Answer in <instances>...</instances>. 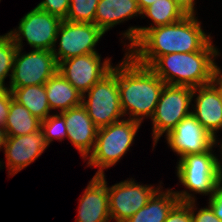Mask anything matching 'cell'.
Here are the masks:
<instances>
[{"label":"cell","instance_id":"1","mask_svg":"<svg viewBox=\"0 0 222 222\" xmlns=\"http://www.w3.org/2000/svg\"><path fill=\"white\" fill-rule=\"evenodd\" d=\"M211 39L195 15H186L178 22L147 30L126 51L137 63L149 67L160 56L200 51Z\"/></svg>","mask_w":222,"mask_h":222},{"label":"cell","instance_id":"2","mask_svg":"<svg viewBox=\"0 0 222 222\" xmlns=\"http://www.w3.org/2000/svg\"><path fill=\"white\" fill-rule=\"evenodd\" d=\"M120 105L124 116L142 123L152 117L159 101L163 80L149 67L137 63L127 52L117 64Z\"/></svg>","mask_w":222,"mask_h":222},{"label":"cell","instance_id":"3","mask_svg":"<svg viewBox=\"0 0 222 222\" xmlns=\"http://www.w3.org/2000/svg\"><path fill=\"white\" fill-rule=\"evenodd\" d=\"M219 55L220 52L210 40L200 51L160 56L149 68L165 84L195 88L215 80V58Z\"/></svg>","mask_w":222,"mask_h":222},{"label":"cell","instance_id":"4","mask_svg":"<svg viewBox=\"0 0 222 222\" xmlns=\"http://www.w3.org/2000/svg\"><path fill=\"white\" fill-rule=\"evenodd\" d=\"M212 151L213 148L204 153L185 155L177 162L178 180L190 191H174L179 201L194 202L196 199L191 191L209 194V199L214 194L216 184L221 179V159L219 160Z\"/></svg>","mask_w":222,"mask_h":222},{"label":"cell","instance_id":"5","mask_svg":"<svg viewBox=\"0 0 222 222\" xmlns=\"http://www.w3.org/2000/svg\"><path fill=\"white\" fill-rule=\"evenodd\" d=\"M140 126L141 122L127 118L98 128L94 149L85 159L88 166L98 167L95 175H103L104 169L114 166L129 151Z\"/></svg>","mask_w":222,"mask_h":222},{"label":"cell","instance_id":"6","mask_svg":"<svg viewBox=\"0 0 222 222\" xmlns=\"http://www.w3.org/2000/svg\"><path fill=\"white\" fill-rule=\"evenodd\" d=\"M82 98V105L98 128L122 120L124 114L120 105L117 66H113L107 75L83 94Z\"/></svg>","mask_w":222,"mask_h":222},{"label":"cell","instance_id":"7","mask_svg":"<svg viewBox=\"0 0 222 222\" xmlns=\"http://www.w3.org/2000/svg\"><path fill=\"white\" fill-rule=\"evenodd\" d=\"M192 95V87L165 84L151 117L154 146L164 133L169 134L182 119L191 114Z\"/></svg>","mask_w":222,"mask_h":222},{"label":"cell","instance_id":"8","mask_svg":"<svg viewBox=\"0 0 222 222\" xmlns=\"http://www.w3.org/2000/svg\"><path fill=\"white\" fill-rule=\"evenodd\" d=\"M62 21L59 17L35 7L20 19L18 29L8 33L18 48L23 49L22 40L25 38L33 50L52 51L57 45L55 40Z\"/></svg>","mask_w":222,"mask_h":222},{"label":"cell","instance_id":"9","mask_svg":"<svg viewBox=\"0 0 222 222\" xmlns=\"http://www.w3.org/2000/svg\"><path fill=\"white\" fill-rule=\"evenodd\" d=\"M21 52V48L16 51L13 72L7 88L45 84L58 72V63L52 51L33 50L22 54Z\"/></svg>","mask_w":222,"mask_h":222},{"label":"cell","instance_id":"10","mask_svg":"<svg viewBox=\"0 0 222 222\" xmlns=\"http://www.w3.org/2000/svg\"><path fill=\"white\" fill-rule=\"evenodd\" d=\"M104 34L94 23L63 20L55 40V43L59 41V48L56 49L54 46L52 49L57 63L79 55L97 52L95 45ZM59 37L60 40H58Z\"/></svg>","mask_w":222,"mask_h":222},{"label":"cell","instance_id":"11","mask_svg":"<svg viewBox=\"0 0 222 222\" xmlns=\"http://www.w3.org/2000/svg\"><path fill=\"white\" fill-rule=\"evenodd\" d=\"M151 185H143L135 182L134 179L125 180L108 187V202L111 220L125 222L132 215L143 208L161 188Z\"/></svg>","mask_w":222,"mask_h":222},{"label":"cell","instance_id":"12","mask_svg":"<svg viewBox=\"0 0 222 222\" xmlns=\"http://www.w3.org/2000/svg\"><path fill=\"white\" fill-rule=\"evenodd\" d=\"M100 56L95 52L63 60L58 63V72L84 94L113 67L110 58L101 62Z\"/></svg>","mask_w":222,"mask_h":222},{"label":"cell","instance_id":"13","mask_svg":"<svg viewBox=\"0 0 222 222\" xmlns=\"http://www.w3.org/2000/svg\"><path fill=\"white\" fill-rule=\"evenodd\" d=\"M167 143L181 159L185 155L200 154L218 145L213 137L191 114L182 119L175 128L166 135Z\"/></svg>","mask_w":222,"mask_h":222},{"label":"cell","instance_id":"14","mask_svg":"<svg viewBox=\"0 0 222 222\" xmlns=\"http://www.w3.org/2000/svg\"><path fill=\"white\" fill-rule=\"evenodd\" d=\"M47 147L41 129L28 135L8 136L3 147L8 175L15 176L41 156Z\"/></svg>","mask_w":222,"mask_h":222},{"label":"cell","instance_id":"15","mask_svg":"<svg viewBox=\"0 0 222 222\" xmlns=\"http://www.w3.org/2000/svg\"><path fill=\"white\" fill-rule=\"evenodd\" d=\"M192 97H196L192 115L216 138V133L222 130V86L215 79L210 84L193 88Z\"/></svg>","mask_w":222,"mask_h":222},{"label":"cell","instance_id":"16","mask_svg":"<svg viewBox=\"0 0 222 222\" xmlns=\"http://www.w3.org/2000/svg\"><path fill=\"white\" fill-rule=\"evenodd\" d=\"M106 176L94 175L79 199L76 222H110Z\"/></svg>","mask_w":222,"mask_h":222},{"label":"cell","instance_id":"17","mask_svg":"<svg viewBox=\"0 0 222 222\" xmlns=\"http://www.w3.org/2000/svg\"><path fill=\"white\" fill-rule=\"evenodd\" d=\"M65 119L67 138L78 149L83 159L93 151L98 127L88 116L86 108L81 104L60 112Z\"/></svg>","mask_w":222,"mask_h":222},{"label":"cell","instance_id":"18","mask_svg":"<svg viewBox=\"0 0 222 222\" xmlns=\"http://www.w3.org/2000/svg\"><path fill=\"white\" fill-rule=\"evenodd\" d=\"M150 18L154 25L148 27L132 26L122 35L129 40L127 47H131L147 30L164 25H169L186 16L173 0H157L142 11V17Z\"/></svg>","mask_w":222,"mask_h":222},{"label":"cell","instance_id":"19","mask_svg":"<svg viewBox=\"0 0 222 222\" xmlns=\"http://www.w3.org/2000/svg\"><path fill=\"white\" fill-rule=\"evenodd\" d=\"M142 15L136 0H99L94 24L104 33L115 25Z\"/></svg>","mask_w":222,"mask_h":222},{"label":"cell","instance_id":"20","mask_svg":"<svg viewBox=\"0 0 222 222\" xmlns=\"http://www.w3.org/2000/svg\"><path fill=\"white\" fill-rule=\"evenodd\" d=\"M44 86L51 110L60 109L63 112L82 104L83 94L59 72L49 78Z\"/></svg>","mask_w":222,"mask_h":222},{"label":"cell","instance_id":"21","mask_svg":"<svg viewBox=\"0 0 222 222\" xmlns=\"http://www.w3.org/2000/svg\"><path fill=\"white\" fill-rule=\"evenodd\" d=\"M179 201L173 190L158 189L148 203L125 222H165L168 213Z\"/></svg>","mask_w":222,"mask_h":222},{"label":"cell","instance_id":"22","mask_svg":"<svg viewBox=\"0 0 222 222\" xmlns=\"http://www.w3.org/2000/svg\"><path fill=\"white\" fill-rule=\"evenodd\" d=\"M8 89L12 92L13 99L39 120L43 121L51 115L44 84Z\"/></svg>","mask_w":222,"mask_h":222},{"label":"cell","instance_id":"23","mask_svg":"<svg viewBox=\"0 0 222 222\" xmlns=\"http://www.w3.org/2000/svg\"><path fill=\"white\" fill-rule=\"evenodd\" d=\"M7 136H22L41 129V120L14 99L11 100L5 127Z\"/></svg>","mask_w":222,"mask_h":222},{"label":"cell","instance_id":"24","mask_svg":"<svg viewBox=\"0 0 222 222\" xmlns=\"http://www.w3.org/2000/svg\"><path fill=\"white\" fill-rule=\"evenodd\" d=\"M18 47L9 33L0 36V87L4 88L5 78L12 76L14 57ZM9 72L11 74H9Z\"/></svg>","mask_w":222,"mask_h":222},{"label":"cell","instance_id":"25","mask_svg":"<svg viewBox=\"0 0 222 222\" xmlns=\"http://www.w3.org/2000/svg\"><path fill=\"white\" fill-rule=\"evenodd\" d=\"M98 3L99 0H70L69 12L65 20L94 23Z\"/></svg>","mask_w":222,"mask_h":222},{"label":"cell","instance_id":"26","mask_svg":"<svg viewBox=\"0 0 222 222\" xmlns=\"http://www.w3.org/2000/svg\"><path fill=\"white\" fill-rule=\"evenodd\" d=\"M66 128L65 119L60 113L51 114L41 121V131L48 146L54 139L62 141L63 138L67 137Z\"/></svg>","mask_w":222,"mask_h":222},{"label":"cell","instance_id":"27","mask_svg":"<svg viewBox=\"0 0 222 222\" xmlns=\"http://www.w3.org/2000/svg\"><path fill=\"white\" fill-rule=\"evenodd\" d=\"M36 8L65 20L69 12L70 0H43Z\"/></svg>","mask_w":222,"mask_h":222},{"label":"cell","instance_id":"28","mask_svg":"<svg viewBox=\"0 0 222 222\" xmlns=\"http://www.w3.org/2000/svg\"><path fill=\"white\" fill-rule=\"evenodd\" d=\"M165 222H193L191 202L178 201L168 213Z\"/></svg>","mask_w":222,"mask_h":222},{"label":"cell","instance_id":"29","mask_svg":"<svg viewBox=\"0 0 222 222\" xmlns=\"http://www.w3.org/2000/svg\"><path fill=\"white\" fill-rule=\"evenodd\" d=\"M194 202H191V214L193 222H222L214 213L213 209L208 205V207L200 208L197 213L194 211L197 209Z\"/></svg>","mask_w":222,"mask_h":222},{"label":"cell","instance_id":"30","mask_svg":"<svg viewBox=\"0 0 222 222\" xmlns=\"http://www.w3.org/2000/svg\"><path fill=\"white\" fill-rule=\"evenodd\" d=\"M12 99V92L7 87L0 88V127H5Z\"/></svg>","mask_w":222,"mask_h":222},{"label":"cell","instance_id":"31","mask_svg":"<svg viewBox=\"0 0 222 222\" xmlns=\"http://www.w3.org/2000/svg\"><path fill=\"white\" fill-rule=\"evenodd\" d=\"M208 204L222 221V178L217 182L214 194L209 199Z\"/></svg>","mask_w":222,"mask_h":222},{"label":"cell","instance_id":"32","mask_svg":"<svg viewBox=\"0 0 222 222\" xmlns=\"http://www.w3.org/2000/svg\"><path fill=\"white\" fill-rule=\"evenodd\" d=\"M185 15L195 14V0H173Z\"/></svg>","mask_w":222,"mask_h":222},{"label":"cell","instance_id":"33","mask_svg":"<svg viewBox=\"0 0 222 222\" xmlns=\"http://www.w3.org/2000/svg\"><path fill=\"white\" fill-rule=\"evenodd\" d=\"M141 12L147 8L149 5L153 4L157 0H136Z\"/></svg>","mask_w":222,"mask_h":222},{"label":"cell","instance_id":"34","mask_svg":"<svg viewBox=\"0 0 222 222\" xmlns=\"http://www.w3.org/2000/svg\"><path fill=\"white\" fill-rule=\"evenodd\" d=\"M7 132L4 127H0V149H3L5 142L7 141Z\"/></svg>","mask_w":222,"mask_h":222},{"label":"cell","instance_id":"35","mask_svg":"<svg viewBox=\"0 0 222 222\" xmlns=\"http://www.w3.org/2000/svg\"><path fill=\"white\" fill-rule=\"evenodd\" d=\"M216 81L222 86V70L218 65L216 64V76H215Z\"/></svg>","mask_w":222,"mask_h":222},{"label":"cell","instance_id":"36","mask_svg":"<svg viewBox=\"0 0 222 222\" xmlns=\"http://www.w3.org/2000/svg\"><path fill=\"white\" fill-rule=\"evenodd\" d=\"M219 143V146H220V148H221V150H222V142L220 143V142H218ZM220 154H221V156H222V151H220ZM222 159V158H221ZM220 175H221V178H222V162H220Z\"/></svg>","mask_w":222,"mask_h":222}]
</instances>
